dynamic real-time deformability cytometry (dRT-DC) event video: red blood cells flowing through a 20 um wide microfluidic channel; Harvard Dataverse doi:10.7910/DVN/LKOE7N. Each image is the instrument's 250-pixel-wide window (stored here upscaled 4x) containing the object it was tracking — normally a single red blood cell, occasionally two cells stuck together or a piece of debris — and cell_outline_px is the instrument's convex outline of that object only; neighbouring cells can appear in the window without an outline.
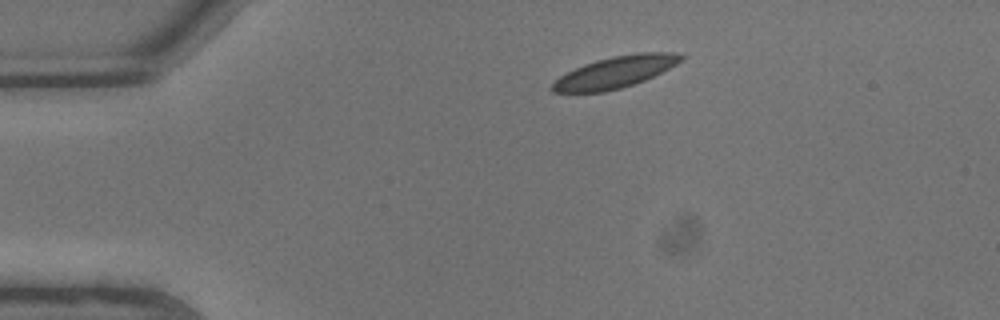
{"species": "common noctule bat (a hibernating species)", "species_latin": "Nyctalus noctula", "temperature_condition": "warm", "stored_images_in_passage": 3, "camera_frame_rate_fps": 3000, "um_per_image_px": 0.085, "animal": {"sex": "male", "body_mass_g": 13.3}, "frame": {"image": 1, "passage_image": 1, "time_ms": 0.0, "image_size_px": [1000, 320], "cell_outline_px": [[684, 56], [676, 64], [644, 80], [620, 88], [604, 92], [552, 92], [548, 88], [560, 76], [584, 64], [596, 60], [612, 56], [640, 52], [676, 52]], "centroid_in_image_um": [52.26, 6.13], "position_along_channel_um": 32.7, "area_um2": 23.35}}